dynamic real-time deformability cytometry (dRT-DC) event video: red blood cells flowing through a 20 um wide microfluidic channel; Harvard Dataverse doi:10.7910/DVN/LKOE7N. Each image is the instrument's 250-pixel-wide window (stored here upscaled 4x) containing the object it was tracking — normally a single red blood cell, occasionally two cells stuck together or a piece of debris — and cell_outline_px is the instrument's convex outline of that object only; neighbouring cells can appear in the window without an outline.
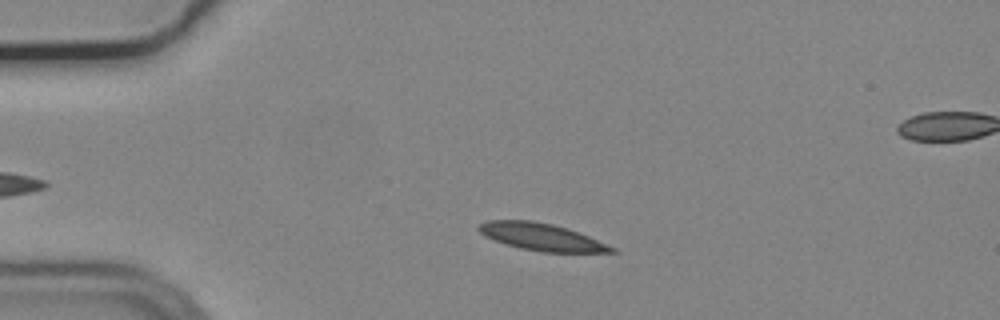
{"species": "common noctule bat (a hibernating species)", "species_latin": "Nyctalus noctula", "temperature_condition": "cold", "stored_images_in_passage": 43, "camera_frame_rate_fps": 3000, "um_per_image_px": 0.085, "animal": {"sex": "male", "body_mass_g": 19.2, "forearm_length_mm": 51.8}, "frame": {"image": 1, "passage_image": 10, "time_ms": 3.0, "image_size_px": [1000, 320], "cell_outline_px": [[620, 252], [544, 252], [520, 248], [484, 236], [476, 228], [480, 224], [488, 220], [532, 220], [552, 224], [568, 228], [588, 236], [616, 248]], "centroid_in_image_um": [46.03, 20.13], "position_along_channel_um": 39.0, "area_um2": 20.87}}
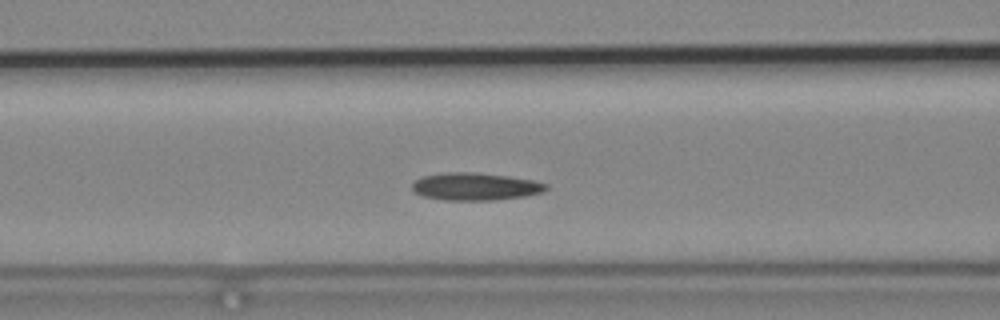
{"frame": {"image": 2, "passage_image": 20, "time_ms": 6.333, "image_size_px": [1000, 320], "cell_outline_px": [[548, 188], [544, 192], [524, 196], [492, 200], [444, 200], [424, 196], [416, 192], [412, 188], [412, 184], [416, 180], [424, 176], [444, 172], [476, 172], [508, 176], [532, 180], [548, 184]], "centroid_in_image_um": [40.42, 15.85], "position_along_channel_um": 126.2, "area_um2": 21.39}}
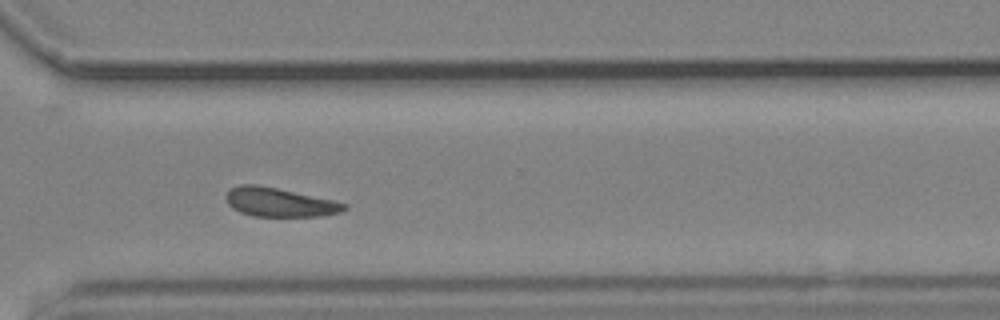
{"frame": {"image": 3, "passage_image": 38, "time_ms": 12.333, "image_size_px": [1000, 320], "cell_outline_px": [[348, 208], [340, 212], [320, 216], [252, 216], [240, 212], [232, 208], [228, 204], [224, 196], [232, 188], [240, 184], [256, 184], [276, 188], [332, 200], [348, 204]], "centroid_in_image_um": [23.73, 17.2], "position_along_channel_um": 346.9, "area_um2": 19.77}, "authors_computed_cell_mechanics": {"area_um2": 20.519, "velocity_mm_per_s": 3.6768, "shape_relaxation_time_tau1_ms": 3.9568, "shape_relaxation_time_tau2_ms": null, "deformation_change_tau1": 0.109, "deformation_change_tau2": null}}